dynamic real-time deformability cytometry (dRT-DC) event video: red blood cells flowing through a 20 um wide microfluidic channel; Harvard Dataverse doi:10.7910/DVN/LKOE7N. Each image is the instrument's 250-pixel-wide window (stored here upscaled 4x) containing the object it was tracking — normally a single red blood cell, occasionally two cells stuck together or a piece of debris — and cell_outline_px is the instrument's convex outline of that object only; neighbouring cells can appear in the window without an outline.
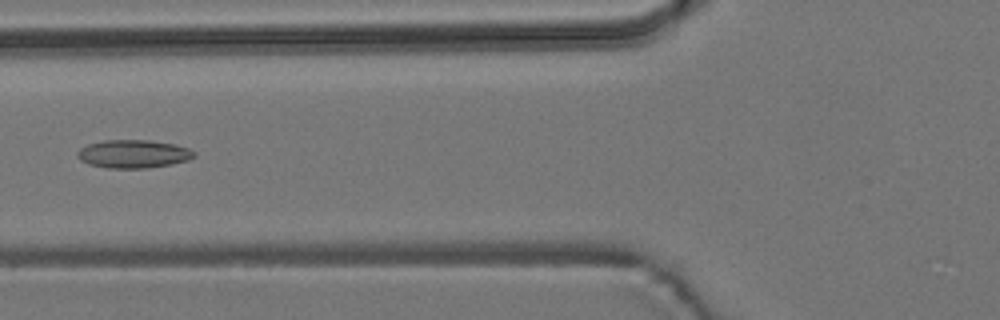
{"species": "common noctule bat (a hibernating species)", "species_latin": "Nyctalus noctula", "temperature_condition": "room temperature", "stored_images_in_passage": 5, "camera_frame_rate_fps": 3000, "um_per_image_px": 0.085, "animal": {"sex": "male", "body_mass_g": 19.2, "forearm_length_mm": 51.8}, "frame": {"image": 1, "passage_image": 5, "time_ms": 4.667, "image_size_px": [1000, 320], "cell_outline_px": [[196, 156], [188, 160], [172, 164], [148, 168], [108, 168], [88, 164], [80, 160], [76, 156], [76, 152], [80, 148], [88, 144], [104, 140], [148, 140], [176, 144], [188, 148], [196, 152]], "centroid_in_image_um": [11.34, 13.08], "position_along_channel_um": 114.5, "area_um2": 19.36}}